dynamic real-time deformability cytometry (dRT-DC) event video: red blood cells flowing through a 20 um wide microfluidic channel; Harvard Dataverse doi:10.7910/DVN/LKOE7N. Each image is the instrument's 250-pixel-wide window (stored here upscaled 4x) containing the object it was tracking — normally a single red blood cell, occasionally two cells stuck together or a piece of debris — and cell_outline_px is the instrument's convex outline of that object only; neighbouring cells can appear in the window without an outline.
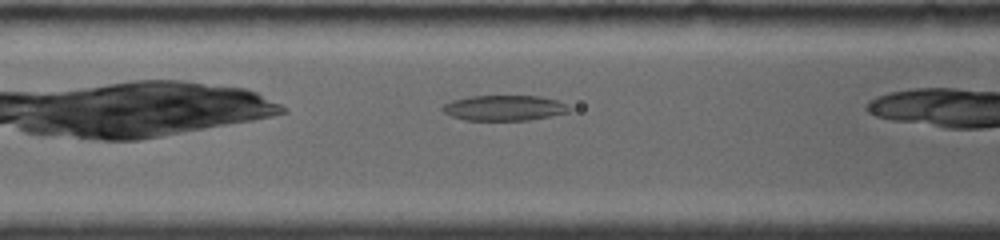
{"species": "common noctule bat (a hibernating species)", "species_latin": "Nyctalus noctula", "temperature_condition": "room temperature", "stored_images_in_passage": 36, "camera_frame_rate_fps": 4000, "um_per_image_px": 0.085, "animal": {"sex": "female", "body_mass_g": 19.0, "forearm_length_mm": 56.7}, "frame": {"image": 1, "passage_image": 7, "time_ms": 2.5, "image_size_px": [1000, 240], "cell_outline_px": [[572, 108], [568, 112], [528, 120], [464, 120], [452, 116], [444, 112], [440, 108], [444, 104], [452, 100], [468, 96], [540, 96], [556, 100]], "centroid_in_image_um": [42.82, 9.17], "position_along_channel_um": 123.8, "area_um2": 18.61}}
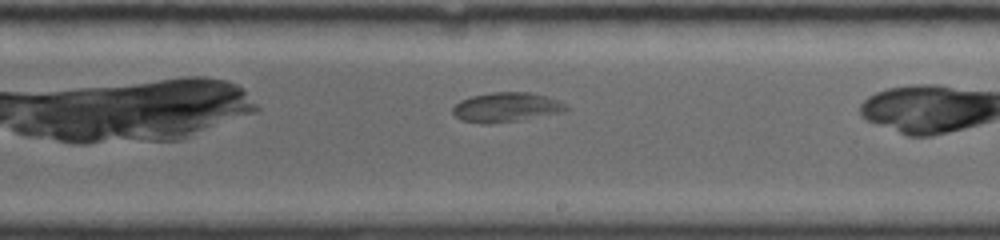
{"frame": {"image": 2, "passage_image": 19, "time_ms": 5.75, "image_size_px": [1000, 240], "cell_outline_px": [[568, 108], [564, 112], [520, 120], [492, 124], [484, 124], [460, 120], [452, 112], [452, 108], [460, 100], [472, 96], [492, 92], [528, 92], [548, 96], [568, 104]], "centroid_in_image_um": [43.05, 9.12], "position_along_channel_um": 246.0, "area_um2": 19.71}}
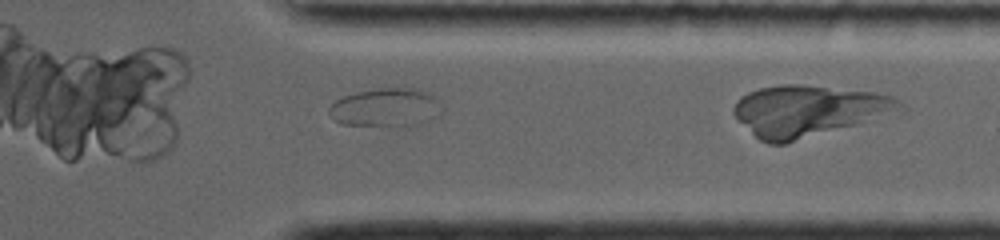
{"frame": {"image": 3, "passage_image": 33, "time_ms": 9.25, "image_size_px": [1000, 240], "cell_outline_px": [[444, 108], [440, 116], [420, 124], [404, 128], [400, 128], [340, 124], [328, 112], [328, 108], [336, 100], [344, 96], [356, 92], [380, 88], [412, 88], [428, 92]], "centroid_in_image_um": [32.83, 9.18], "position_along_channel_um": 378.6, "area_um2": 25.95}}